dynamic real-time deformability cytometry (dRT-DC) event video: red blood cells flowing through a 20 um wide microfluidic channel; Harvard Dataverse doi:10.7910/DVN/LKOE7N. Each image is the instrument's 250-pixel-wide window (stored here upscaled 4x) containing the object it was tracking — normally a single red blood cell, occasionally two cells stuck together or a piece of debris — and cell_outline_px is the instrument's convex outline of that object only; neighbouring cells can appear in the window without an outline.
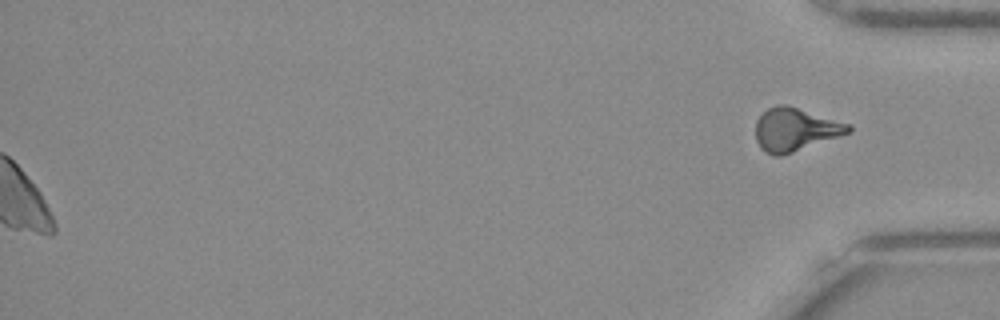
{"species": "Egyptian fruit bat (a non-hibernating species)", "species_latin": "Rousettus aegyptiacus", "temperature_condition": "warm", "stored_images_in_passage": 55, "segment_of_instrument_passage": [2, 2], "camera_frame_rate_fps": 3000, "um_per_image_px": 0.085, "frame": {"image": 1, "passage_image": 55, "time_ms": 18.0, "image_size_px": [1000, 320], "cell_outline_px": [[852, 132], [780, 156], [776, 156], [764, 152], [760, 148], [756, 140], [756, 120], [768, 108], [776, 104], [788, 104], [852, 124]], "centroid_in_image_um": [67.61, 10.99], "position_along_channel_um": 367.6, "area_um2": 23.52}}